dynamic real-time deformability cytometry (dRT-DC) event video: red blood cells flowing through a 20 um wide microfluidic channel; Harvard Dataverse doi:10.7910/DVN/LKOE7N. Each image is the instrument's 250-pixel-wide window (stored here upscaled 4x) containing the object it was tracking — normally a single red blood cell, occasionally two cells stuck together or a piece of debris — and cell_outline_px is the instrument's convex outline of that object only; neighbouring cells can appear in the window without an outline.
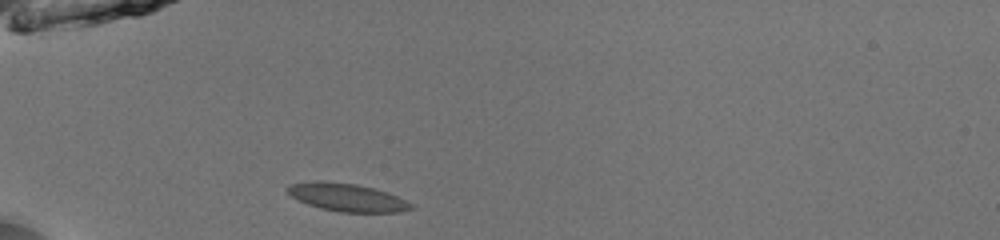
{"species": "common noctule bat (a hibernating species)", "species_latin": "Nyctalus noctula", "temperature_condition": "room temperature", "stored_images_in_passage": 35, "camera_frame_rate_fps": 3000, "um_per_image_px": 0.085, "animal": {"sex": "male", "body_mass_g": 13.0, "forearm_length_mm": 53.1}, "frame": {"image": 1, "passage_image": 1, "time_ms": 0.0, "image_size_px": [1000, 240], "cell_outline_px": [[416, 208], [400, 212], [340, 212], [320, 208], [308, 204], [292, 196], [284, 188], [292, 184], [312, 180], [324, 180], [356, 184], [388, 192], [412, 204]], "centroid_in_image_um": [29.49, 16.77], "position_along_channel_um": 55.5, "area_um2": 20.11}}
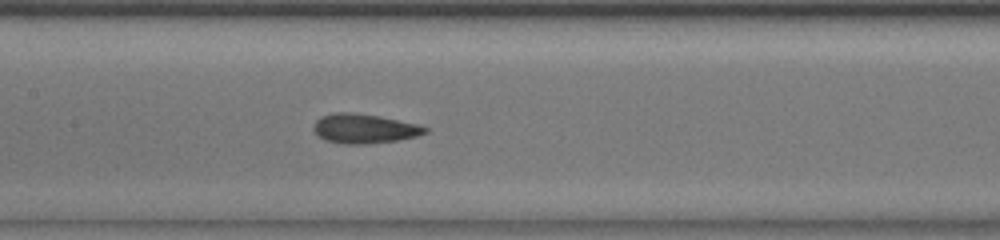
{"frame": {"image": 2, "passage_image": 11, "time_ms": 3.333, "image_size_px": [1000, 240], "cell_outline_px": [[428, 132], [416, 136], [396, 140], [368, 144], [344, 144], [324, 140], [316, 136], [312, 128], [312, 124], [320, 116], [332, 112], [352, 112], [376, 116], [420, 124], [428, 128]], "centroid_in_image_um": [30.9, 10.93], "position_along_channel_um": 176.5, "area_um2": 19.36}}
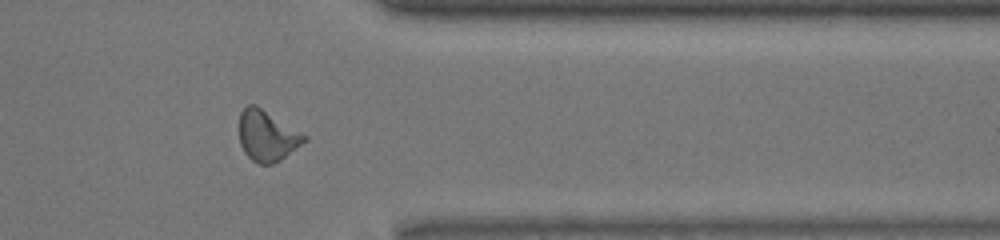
{"frame": {"image": 3, "passage_image": 27, "time_ms": 8.667, "image_size_px": [1000, 240], "cell_outline_px": [[308, 140], [280, 160], [272, 164], [260, 164], [252, 160], [244, 152], [240, 144], [240, 112], [248, 104], [256, 104], [308, 136]], "centroid_in_image_um": [22.72, 11.53], "position_along_channel_um": 388.7, "area_um2": 19.25}, "authors_computed_cell_mechanics": {"area_um2": 18.9006, "velocity_mm_per_s": 4.0583, "shape_relaxation_time_tau1_ms": 4.7128, "shape_relaxation_time_tau2_ms": 1.5654, "deformation_change_tau1": 0.125, "deformation_change_tau2": 0.0671}}